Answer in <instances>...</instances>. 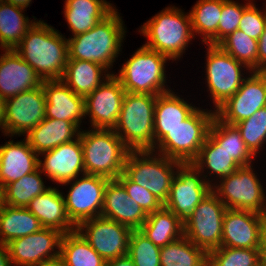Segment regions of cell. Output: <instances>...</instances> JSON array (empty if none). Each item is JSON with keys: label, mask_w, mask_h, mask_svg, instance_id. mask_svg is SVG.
<instances>
[{"label": "cell", "mask_w": 266, "mask_h": 266, "mask_svg": "<svg viewBox=\"0 0 266 266\" xmlns=\"http://www.w3.org/2000/svg\"><path fill=\"white\" fill-rule=\"evenodd\" d=\"M266 26V8L261 11L255 3H251L244 11L240 19L238 30H241L251 38L258 40Z\"/></svg>", "instance_id": "cell-45"}, {"label": "cell", "mask_w": 266, "mask_h": 266, "mask_svg": "<svg viewBox=\"0 0 266 266\" xmlns=\"http://www.w3.org/2000/svg\"><path fill=\"white\" fill-rule=\"evenodd\" d=\"M80 130L82 129L75 123L45 117L25 135V139L28 141L29 146L39 155L61 144L77 139Z\"/></svg>", "instance_id": "cell-26"}, {"label": "cell", "mask_w": 266, "mask_h": 266, "mask_svg": "<svg viewBox=\"0 0 266 266\" xmlns=\"http://www.w3.org/2000/svg\"><path fill=\"white\" fill-rule=\"evenodd\" d=\"M105 266H135V264L133 263L131 257L126 254L124 256L107 261Z\"/></svg>", "instance_id": "cell-47"}, {"label": "cell", "mask_w": 266, "mask_h": 266, "mask_svg": "<svg viewBox=\"0 0 266 266\" xmlns=\"http://www.w3.org/2000/svg\"><path fill=\"white\" fill-rule=\"evenodd\" d=\"M191 164L201 172L205 181L211 186L215 184L212 183L214 179L209 180L212 175L221 179L230 176L241 167L223 148H220L209 134L200 148L198 156ZM204 169L209 171L206 173L207 175H205Z\"/></svg>", "instance_id": "cell-30"}, {"label": "cell", "mask_w": 266, "mask_h": 266, "mask_svg": "<svg viewBox=\"0 0 266 266\" xmlns=\"http://www.w3.org/2000/svg\"><path fill=\"white\" fill-rule=\"evenodd\" d=\"M112 74L99 63L68 59L61 80L74 93L85 98Z\"/></svg>", "instance_id": "cell-29"}, {"label": "cell", "mask_w": 266, "mask_h": 266, "mask_svg": "<svg viewBox=\"0 0 266 266\" xmlns=\"http://www.w3.org/2000/svg\"><path fill=\"white\" fill-rule=\"evenodd\" d=\"M260 253L262 266H266V220L264 221V226L261 234Z\"/></svg>", "instance_id": "cell-49"}, {"label": "cell", "mask_w": 266, "mask_h": 266, "mask_svg": "<svg viewBox=\"0 0 266 266\" xmlns=\"http://www.w3.org/2000/svg\"><path fill=\"white\" fill-rule=\"evenodd\" d=\"M39 155L44 157V161L39 158V169L52 182L62 185L85 174L80 134L77 139Z\"/></svg>", "instance_id": "cell-20"}, {"label": "cell", "mask_w": 266, "mask_h": 266, "mask_svg": "<svg viewBox=\"0 0 266 266\" xmlns=\"http://www.w3.org/2000/svg\"><path fill=\"white\" fill-rule=\"evenodd\" d=\"M211 190L212 186L196 167L191 163L181 164L173 177L164 207L184 222Z\"/></svg>", "instance_id": "cell-13"}, {"label": "cell", "mask_w": 266, "mask_h": 266, "mask_svg": "<svg viewBox=\"0 0 266 266\" xmlns=\"http://www.w3.org/2000/svg\"><path fill=\"white\" fill-rule=\"evenodd\" d=\"M0 266H12L7 245L0 243Z\"/></svg>", "instance_id": "cell-48"}, {"label": "cell", "mask_w": 266, "mask_h": 266, "mask_svg": "<svg viewBox=\"0 0 266 266\" xmlns=\"http://www.w3.org/2000/svg\"><path fill=\"white\" fill-rule=\"evenodd\" d=\"M57 266H66L65 264H63L60 259H58V265Z\"/></svg>", "instance_id": "cell-54"}, {"label": "cell", "mask_w": 266, "mask_h": 266, "mask_svg": "<svg viewBox=\"0 0 266 266\" xmlns=\"http://www.w3.org/2000/svg\"><path fill=\"white\" fill-rule=\"evenodd\" d=\"M0 55V96L6 100L42 85L36 71L14 50Z\"/></svg>", "instance_id": "cell-21"}, {"label": "cell", "mask_w": 266, "mask_h": 266, "mask_svg": "<svg viewBox=\"0 0 266 266\" xmlns=\"http://www.w3.org/2000/svg\"><path fill=\"white\" fill-rule=\"evenodd\" d=\"M2 1L22 8H27L29 4L32 2V0H2Z\"/></svg>", "instance_id": "cell-51"}, {"label": "cell", "mask_w": 266, "mask_h": 266, "mask_svg": "<svg viewBox=\"0 0 266 266\" xmlns=\"http://www.w3.org/2000/svg\"><path fill=\"white\" fill-rule=\"evenodd\" d=\"M247 1L246 4H240L233 0H222V15L217 30V45L229 34L238 30L243 11L254 2V0Z\"/></svg>", "instance_id": "cell-43"}, {"label": "cell", "mask_w": 266, "mask_h": 266, "mask_svg": "<svg viewBox=\"0 0 266 266\" xmlns=\"http://www.w3.org/2000/svg\"><path fill=\"white\" fill-rule=\"evenodd\" d=\"M42 85L5 100V136L26 135L46 117Z\"/></svg>", "instance_id": "cell-15"}, {"label": "cell", "mask_w": 266, "mask_h": 266, "mask_svg": "<svg viewBox=\"0 0 266 266\" xmlns=\"http://www.w3.org/2000/svg\"><path fill=\"white\" fill-rule=\"evenodd\" d=\"M214 116V110L197 107L181 124L168 130L152 151L182 164L192 163L207 138Z\"/></svg>", "instance_id": "cell-6"}, {"label": "cell", "mask_w": 266, "mask_h": 266, "mask_svg": "<svg viewBox=\"0 0 266 266\" xmlns=\"http://www.w3.org/2000/svg\"><path fill=\"white\" fill-rule=\"evenodd\" d=\"M227 208L211 190L184 221V235L207 253L221 247L223 217Z\"/></svg>", "instance_id": "cell-11"}, {"label": "cell", "mask_w": 266, "mask_h": 266, "mask_svg": "<svg viewBox=\"0 0 266 266\" xmlns=\"http://www.w3.org/2000/svg\"><path fill=\"white\" fill-rule=\"evenodd\" d=\"M138 32L148 39L145 47L161 53L172 61L180 59L192 38H196L189 13L184 14L182 9L175 6L161 10L143 23Z\"/></svg>", "instance_id": "cell-3"}, {"label": "cell", "mask_w": 266, "mask_h": 266, "mask_svg": "<svg viewBox=\"0 0 266 266\" xmlns=\"http://www.w3.org/2000/svg\"><path fill=\"white\" fill-rule=\"evenodd\" d=\"M170 59L144 45L114 74L126 92L159 95L170 91L166 86L165 65ZM167 87V88H166Z\"/></svg>", "instance_id": "cell-7"}, {"label": "cell", "mask_w": 266, "mask_h": 266, "mask_svg": "<svg viewBox=\"0 0 266 266\" xmlns=\"http://www.w3.org/2000/svg\"><path fill=\"white\" fill-rule=\"evenodd\" d=\"M161 266H208V253L185 235L160 247Z\"/></svg>", "instance_id": "cell-37"}, {"label": "cell", "mask_w": 266, "mask_h": 266, "mask_svg": "<svg viewBox=\"0 0 266 266\" xmlns=\"http://www.w3.org/2000/svg\"><path fill=\"white\" fill-rule=\"evenodd\" d=\"M128 255L135 266H161L160 247L154 245L139 230H132L130 234Z\"/></svg>", "instance_id": "cell-42"}, {"label": "cell", "mask_w": 266, "mask_h": 266, "mask_svg": "<svg viewBox=\"0 0 266 266\" xmlns=\"http://www.w3.org/2000/svg\"><path fill=\"white\" fill-rule=\"evenodd\" d=\"M110 179L100 175L83 174L62 184L71 185L64 196L67 215L77 227L81 222L100 217L106 184Z\"/></svg>", "instance_id": "cell-12"}, {"label": "cell", "mask_w": 266, "mask_h": 266, "mask_svg": "<svg viewBox=\"0 0 266 266\" xmlns=\"http://www.w3.org/2000/svg\"><path fill=\"white\" fill-rule=\"evenodd\" d=\"M116 7L106 0H65L64 18L76 36L89 31Z\"/></svg>", "instance_id": "cell-28"}, {"label": "cell", "mask_w": 266, "mask_h": 266, "mask_svg": "<svg viewBox=\"0 0 266 266\" xmlns=\"http://www.w3.org/2000/svg\"><path fill=\"white\" fill-rule=\"evenodd\" d=\"M60 261L66 266H105L106 261L75 230L63 235Z\"/></svg>", "instance_id": "cell-36"}, {"label": "cell", "mask_w": 266, "mask_h": 266, "mask_svg": "<svg viewBox=\"0 0 266 266\" xmlns=\"http://www.w3.org/2000/svg\"><path fill=\"white\" fill-rule=\"evenodd\" d=\"M101 216L138 230L147 219V214L116 180L106 184Z\"/></svg>", "instance_id": "cell-23"}, {"label": "cell", "mask_w": 266, "mask_h": 266, "mask_svg": "<svg viewBox=\"0 0 266 266\" xmlns=\"http://www.w3.org/2000/svg\"><path fill=\"white\" fill-rule=\"evenodd\" d=\"M266 215L250 211L227 209L223 217L221 246L240 249H260Z\"/></svg>", "instance_id": "cell-19"}, {"label": "cell", "mask_w": 266, "mask_h": 266, "mask_svg": "<svg viewBox=\"0 0 266 266\" xmlns=\"http://www.w3.org/2000/svg\"><path fill=\"white\" fill-rule=\"evenodd\" d=\"M42 80H61L68 62V42L57 29L37 20L14 49Z\"/></svg>", "instance_id": "cell-1"}, {"label": "cell", "mask_w": 266, "mask_h": 266, "mask_svg": "<svg viewBox=\"0 0 266 266\" xmlns=\"http://www.w3.org/2000/svg\"><path fill=\"white\" fill-rule=\"evenodd\" d=\"M258 71L266 72V26L258 39Z\"/></svg>", "instance_id": "cell-46"}, {"label": "cell", "mask_w": 266, "mask_h": 266, "mask_svg": "<svg viewBox=\"0 0 266 266\" xmlns=\"http://www.w3.org/2000/svg\"><path fill=\"white\" fill-rule=\"evenodd\" d=\"M42 224L26 208L3 205L0 208V243L7 245L14 239L40 231Z\"/></svg>", "instance_id": "cell-32"}, {"label": "cell", "mask_w": 266, "mask_h": 266, "mask_svg": "<svg viewBox=\"0 0 266 266\" xmlns=\"http://www.w3.org/2000/svg\"><path fill=\"white\" fill-rule=\"evenodd\" d=\"M218 46L235 60L245 64L251 71H258V40L241 30H235Z\"/></svg>", "instance_id": "cell-39"}, {"label": "cell", "mask_w": 266, "mask_h": 266, "mask_svg": "<svg viewBox=\"0 0 266 266\" xmlns=\"http://www.w3.org/2000/svg\"><path fill=\"white\" fill-rule=\"evenodd\" d=\"M76 230L107 262L128 254L132 229L102 216L81 222Z\"/></svg>", "instance_id": "cell-14"}, {"label": "cell", "mask_w": 266, "mask_h": 266, "mask_svg": "<svg viewBox=\"0 0 266 266\" xmlns=\"http://www.w3.org/2000/svg\"><path fill=\"white\" fill-rule=\"evenodd\" d=\"M25 8L10 3H0V47L3 50L15 49L26 32L36 23L22 14Z\"/></svg>", "instance_id": "cell-33"}, {"label": "cell", "mask_w": 266, "mask_h": 266, "mask_svg": "<svg viewBox=\"0 0 266 266\" xmlns=\"http://www.w3.org/2000/svg\"><path fill=\"white\" fill-rule=\"evenodd\" d=\"M41 173L38 168L19 180L5 185L3 187L4 204L13 207H27L33 198L49 189L50 186H45Z\"/></svg>", "instance_id": "cell-38"}, {"label": "cell", "mask_w": 266, "mask_h": 266, "mask_svg": "<svg viewBox=\"0 0 266 266\" xmlns=\"http://www.w3.org/2000/svg\"><path fill=\"white\" fill-rule=\"evenodd\" d=\"M4 205L3 201V187L0 185V208Z\"/></svg>", "instance_id": "cell-53"}, {"label": "cell", "mask_w": 266, "mask_h": 266, "mask_svg": "<svg viewBox=\"0 0 266 266\" xmlns=\"http://www.w3.org/2000/svg\"><path fill=\"white\" fill-rule=\"evenodd\" d=\"M125 28L115 8L89 31L67 39L68 59L99 63L110 70L122 51Z\"/></svg>", "instance_id": "cell-2"}, {"label": "cell", "mask_w": 266, "mask_h": 266, "mask_svg": "<svg viewBox=\"0 0 266 266\" xmlns=\"http://www.w3.org/2000/svg\"><path fill=\"white\" fill-rule=\"evenodd\" d=\"M63 235L57 229L44 227L38 232L12 240L7 244L12 266H29L60 259Z\"/></svg>", "instance_id": "cell-17"}, {"label": "cell", "mask_w": 266, "mask_h": 266, "mask_svg": "<svg viewBox=\"0 0 266 266\" xmlns=\"http://www.w3.org/2000/svg\"><path fill=\"white\" fill-rule=\"evenodd\" d=\"M250 74L236 93L215 111L221 121L234 125L266 106V72L251 71Z\"/></svg>", "instance_id": "cell-16"}, {"label": "cell", "mask_w": 266, "mask_h": 266, "mask_svg": "<svg viewBox=\"0 0 266 266\" xmlns=\"http://www.w3.org/2000/svg\"><path fill=\"white\" fill-rule=\"evenodd\" d=\"M126 91L114 73L85 97V116H89L91 127L114 129L121 111Z\"/></svg>", "instance_id": "cell-18"}, {"label": "cell", "mask_w": 266, "mask_h": 266, "mask_svg": "<svg viewBox=\"0 0 266 266\" xmlns=\"http://www.w3.org/2000/svg\"><path fill=\"white\" fill-rule=\"evenodd\" d=\"M208 134L240 166H249L256 158L244 143L240 131L235 125L227 124L214 116Z\"/></svg>", "instance_id": "cell-34"}, {"label": "cell", "mask_w": 266, "mask_h": 266, "mask_svg": "<svg viewBox=\"0 0 266 266\" xmlns=\"http://www.w3.org/2000/svg\"><path fill=\"white\" fill-rule=\"evenodd\" d=\"M63 194L57 187L50 186L44 193L33 198L26 208L43 227L57 229L66 234L75 231L76 226L67 215Z\"/></svg>", "instance_id": "cell-25"}, {"label": "cell", "mask_w": 266, "mask_h": 266, "mask_svg": "<svg viewBox=\"0 0 266 266\" xmlns=\"http://www.w3.org/2000/svg\"><path fill=\"white\" fill-rule=\"evenodd\" d=\"M206 46V84L215 105L213 109L216 111L242 85L246 78L242 71L246 69L250 73L251 70L224 52L218 45Z\"/></svg>", "instance_id": "cell-10"}, {"label": "cell", "mask_w": 266, "mask_h": 266, "mask_svg": "<svg viewBox=\"0 0 266 266\" xmlns=\"http://www.w3.org/2000/svg\"><path fill=\"white\" fill-rule=\"evenodd\" d=\"M116 180L124 187L129 198L134 199L147 215L164 206L150 191L131 181L124 173Z\"/></svg>", "instance_id": "cell-44"}, {"label": "cell", "mask_w": 266, "mask_h": 266, "mask_svg": "<svg viewBox=\"0 0 266 266\" xmlns=\"http://www.w3.org/2000/svg\"><path fill=\"white\" fill-rule=\"evenodd\" d=\"M158 155V156H157ZM182 163L152 150L130 151L123 173L150 191L163 204L167 201L173 177Z\"/></svg>", "instance_id": "cell-8"}, {"label": "cell", "mask_w": 266, "mask_h": 266, "mask_svg": "<svg viewBox=\"0 0 266 266\" xmlns=\"http://www.w3.org/2000/svg\"><path fill=\"white\" fill-rule=\"evenodd\" d=\"M154 245L164 247L184 235V223L164 206L151 214L138 229Z\"/></svg>", "instance_id": "cell-31"}, {"label": "cell", "mask_w": 266, "mask_h": 266, "mask_svg": "<svg viewBox=\"0 0 266 266\" xmlns=\"http://www.w3.org/2000/svg\"><path fill=\"white\" fill-rule=\"evenodd\" d=\"M191 104L172 90L157 95L154 110V146L168 130L181 124L197 108Z\"/></svg>", "instance_id": "cell-27"}, {"label": "cell", "mask_w": 266, "mask_h": 266, "mask_svg": "<svg viewBox=\"0 0 266 266\" xmlns=\"http://www.w3.org/2000/svg\"><path fill=\"white\" fill-rule=\"evenodd\" d=\"M252 165L241 166L230 176L221 178L219 184L212 185V190L227 209L266 215V192Z\"/></svg>", "instance_id": "cell-9"}, {"label": "cell", "mask_w": 266, "mask_h": 266, "mask_svg": "<svg viewBox=\"0 0 266 266\" xmlns=\"http://www.w3.org/2000/svg\"><path fill=\"white\" fill-rule=\"evenodd\" d=\"M222 0H198L189 12L193 34L202 36L205 45H217Z\"/></svg>", "instance_id": "cell-35"}, {"label": "cell", "mask_w": 266, "mask_h": 266, "mask_svg": "<svg viewBox=\"0 0 266 266\" xmlns=\"http://www.w3.org/2000/svg\"><path fill=\"white\" fill-rule=\"evenodd\" d=\"M46 117L75 123L79 128L85 118V98L74 93L62 80H43Z\"/></svg>", "instance_id": "cell-22"}, {"label": "cell", "mask_w": 266, "mask_h": 266, "mask_svg": "<svg viewBox=\"0 0 266 266\" xmlns=\"http://www.w3.org/2000/svg\"><path fill=\"white\" fill-rule=\"evenodd\" d=\"M85 174L117 179L123 173L128 153L131 151L114 132V129L80 131Z\"/></svg>", "instance_id": "cell-5"}, {"label": "cell", "mask_w": 266, "mask_h": 266, "mask_svg": "<svg viewBox=\"0 0 266 266\" xmlns=\"http://www.w3.org/2000/svg\"><path fill=\"white\" fill-rule=\"evenodd\" d=\"M58 265V259H53L50 261L42 262V263H36L29 266H57Z\"/></svg>", "instance_id": "cell-52"}, {"label": "cell", "mask_w": 266, "mask_h": 266, "mask_svg": "<svg viewBox=\"0 0 266 266\" xmlns=\"http://www.w3.org/2000/svg\"><path fill=\"white\" fill-rule=\"evenodd\" d=\"M157 95L126 92L114 132L131 151L153 150Z\"/></svg>", "instance_id": "cell-4"}, {"label": "cell", "mask_w": 266, "mask_h": 266, "mask_svg": "<svg viewBox=\"0 0 266 266\" xmlns=\"http://www.w3.org/2000/svg\"><path fill=\"white\" fill-rule=\"evenodd\" d=\"M208 266H262L260 249L221 246L208 253Z\"/></svg>", "instance_id": "cell-40"}, {"label": "cell", "mask_w": 266, "mask_h": 266, "mask_svg": "<svg viewBox=\"0 0 266 266\" xmlns=\"http://www.w3.org/2000/svg\"><path fill=\"white\" fill-rule=\"evenodd\" d=\"M5 100L0 96V129L4 134L5 125Z\"/></svg>", "instance_id": "cell-50"}, {"label": "cell", "mask_w": 266, "mask_h": 266, "mask_svg": "<svg viewBox=\"0 0 266 266\" xmlns=\"http://www.w3.org/2000/svg\"><path fill=\"white\" fill-rule=\"evenodd\" d=\"M249 151L257 157L266 142V106L257 110L248 119L234 124Z\"/></svg>", "instance_id": "cell-41"}, {"label": "cell", "mask_w": 266, "mask_h": 266, "mask_svg": "<svg viewBox=\"0 0 266 266\" xmlns=\"http://www.w3.org/2000/svg\"><path fill=\"white\" fill-rule=\"evenodd\" d=\"M39 168V155L24 139L9 140L0 146V185L15 182Z\"/></svg>", "instance_id": "cell-24"}]
</instances>
